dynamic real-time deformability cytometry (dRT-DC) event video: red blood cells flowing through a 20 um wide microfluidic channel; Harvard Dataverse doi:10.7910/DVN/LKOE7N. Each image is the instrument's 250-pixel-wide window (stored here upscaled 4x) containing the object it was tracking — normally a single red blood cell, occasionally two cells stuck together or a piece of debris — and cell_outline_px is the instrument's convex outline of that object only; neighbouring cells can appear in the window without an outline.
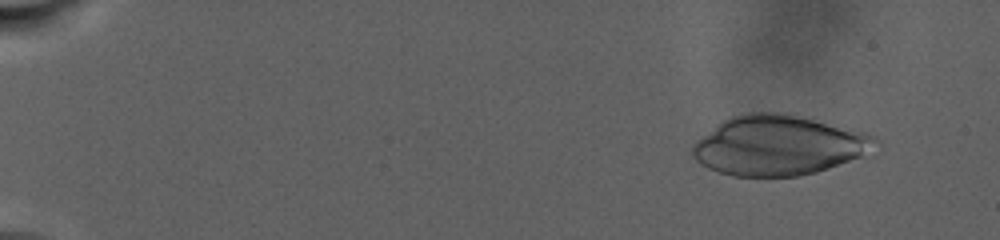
{"species": "human", "species_latin": "Homo sapiens", "temperature_condition": "warm", "stored_images_in_passage": 79, "camera_frame_rate_fps": 3000, "um_per_image_px": 0.085, "donor": {"sex": "male"}, "frame": {"image": 1, "passage_image": 6, "time_ms": 2.667, "image_size_px": [1000, 240], "cell_outline_px": [[880, 144], [864, 156], [816, 172], [796, 176], [732, 176], [708, 168], [700, 164], [692, 156], [692, 144], [696, 140], [724, 120], [732, 116], [752, 112], [784, 112], [864, 132], [876, 136], [880, 140]], "centroid_in_image_um": [66.19, 12.36], "position_along_channel_um": 18.8, "area_um2": 63.7}}